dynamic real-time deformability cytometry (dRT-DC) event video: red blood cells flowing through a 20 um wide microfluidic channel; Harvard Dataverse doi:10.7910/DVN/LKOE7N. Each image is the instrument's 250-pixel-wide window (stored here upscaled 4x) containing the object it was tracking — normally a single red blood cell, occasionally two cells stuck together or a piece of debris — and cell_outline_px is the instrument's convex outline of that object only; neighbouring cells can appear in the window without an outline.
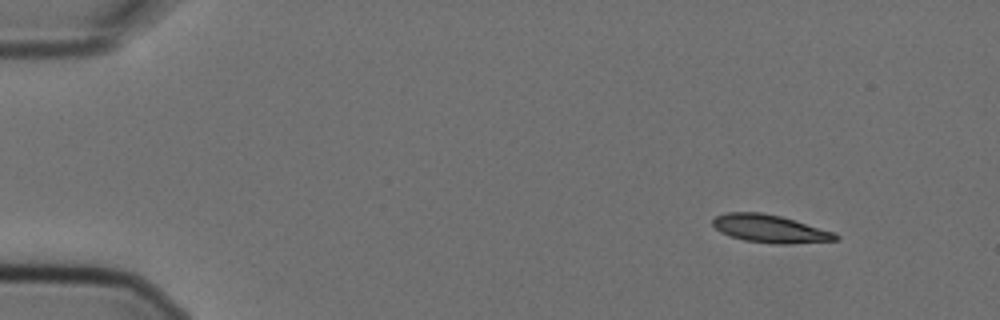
{"species": "Egyptian fruit bat (a non-hibernating species)", "species_latin": "Rousettus aegyptiacus", "temperature_condition": "cold", "stored_images_in_passage": 4, "camera_frame_rate_fps": 3000, "um_per_image_px": 0.085, "animal": {"sex": "female"}, "frame": {"image": 1, "passage_image": 1, "time_ms": 0.0, "image_size_px": [1000, 320], "cell_outline_px": [[840, 240], [788, 244], [772, 244], [744, 240], [720, 232], [712, 224], [712, 220], [716, 216], [728, 212], [760, 212], [780, 216], [836, 232], [840, 236]], "centroid_in_image_um": [65.49, 19.45], "position_along_channel_um": 19.5, "area_um2": 20.0}}
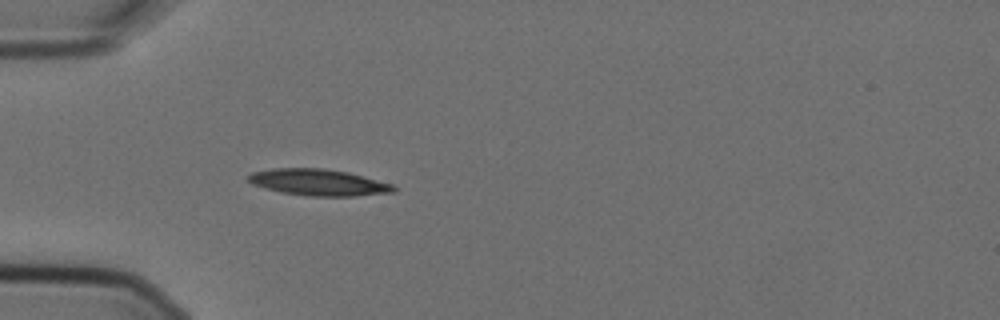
{"frame": {"image": 2, "passage_image": 4, "time_ms": 1.0, "image_size_px": [1000, 320], "cell_outline_px": [[396, 192], [356, 196], [308, 196], [280, 192], [264, 188], [252, 184], [248, 180], [248, 176], [252, 172], [272, 168], [324, 168], [348, 172], [396, 184]], "centroid_in_image_um": [27.12, 15.5], "position_along_channel_um": 57.9, "area_um2": 22.72}}